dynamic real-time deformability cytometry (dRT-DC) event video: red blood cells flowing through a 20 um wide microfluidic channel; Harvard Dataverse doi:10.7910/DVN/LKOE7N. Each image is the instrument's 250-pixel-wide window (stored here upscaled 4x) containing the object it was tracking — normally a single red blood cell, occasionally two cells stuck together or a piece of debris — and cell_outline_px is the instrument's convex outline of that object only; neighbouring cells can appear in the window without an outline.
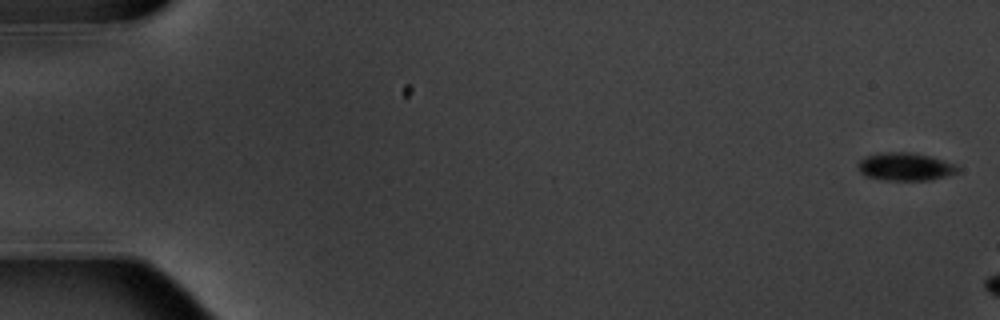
{"species": "common noctule bat (a hibernating species)", "species_latin": "Nyctalus noctula", "temperature_condition": "warm", "stored_images_in_passage": 3, "camera_frame_rate_fps": 3000, "um_per_image_px": 0.085, "animal": {"sex": "male", "body_mass_g": 20.1, "forearm_length_mm": 53.5}, "frame": {"image": 1, "passage_image": 1, "time_ms": 0.0, "image_size_px": [1000, 320], "cell_outline_px": [[960, 168], [956, 172], [944, 176], [928, 180], [884, 180], [868, 176], [860, 172], [860, 160], [864, 156], [876, 152], [908, 152], [928, 156], [944, 160], [956, 164]], "centroid_in_image_um": [76.94, 14.15], "position_along_channel_um": 8.1, "area_um2": 16.01}}